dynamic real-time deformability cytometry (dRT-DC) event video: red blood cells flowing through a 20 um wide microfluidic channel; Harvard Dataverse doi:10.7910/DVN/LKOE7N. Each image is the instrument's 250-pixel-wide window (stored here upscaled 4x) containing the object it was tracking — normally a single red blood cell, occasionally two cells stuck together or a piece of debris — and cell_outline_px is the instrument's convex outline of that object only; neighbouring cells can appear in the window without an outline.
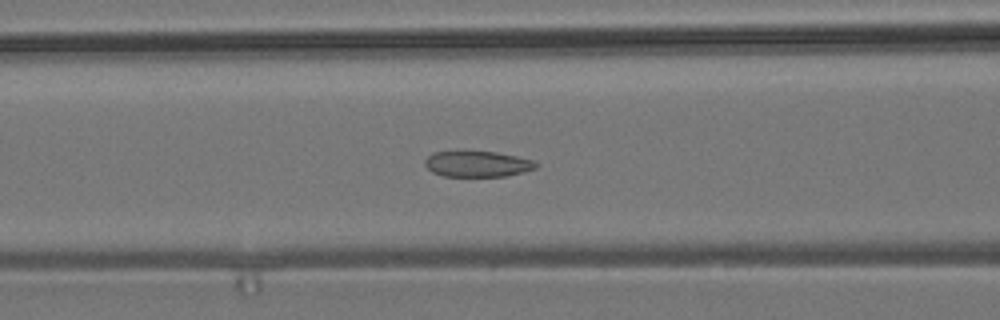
{"species": "common noctule bat (a hibernating species)", "species_latin": "Nyctalus noctula", "temperature_condition": "room temperature", "stored_images_in_passage": 45, "camera_frame_rate_fps": 3000, "um_per_image_px": 0.085, "animal": {"sex": "male", "body_mass_g": 19.2, "forearm_length_mm": 51.8}, "frame": {"image": 1, "passage_image": 13, "time_ms": 4.0, "image_size_px": [1000, 320], "cell_outline_px": [[540, 164], [536, 168], [524, 172], [508, 176], [444, 176], [432, 172], [424, 164], [424, 160], [432, 152], [496, 152], [536, 160]], "centroid_in_image_um": [40.63, 13.94], "position_along_channel_um": 126.0, "area_um2": 16.76}}
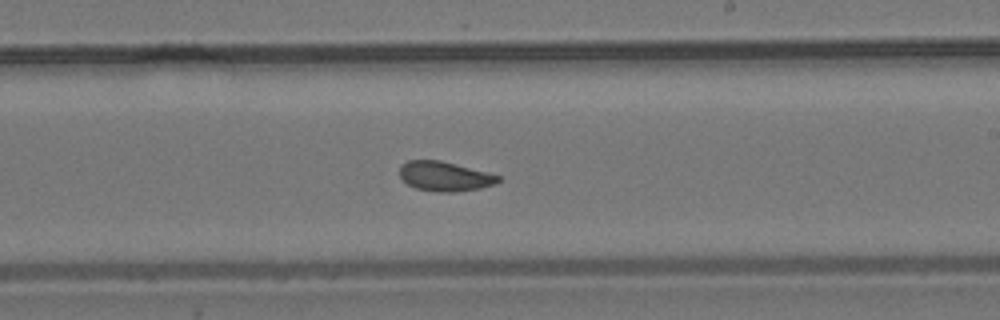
{"frame": {"image": 2, "passage_image": 23, "time_ms": 7.333, "image_size_px": [1000, 320], "cell_outline_px": [[500, 180], [496, 184], [480, 188], [452, 192], [440, 192], [416, 188], [408, 184], [400, 176], [400, 164], [408, 160], [440, 160], [456, 164], [500, 176]], "centroid_in_image_um": [37.78, 14.98], "position_along_channel_um": 251.2, "area_um2": 16.82}}
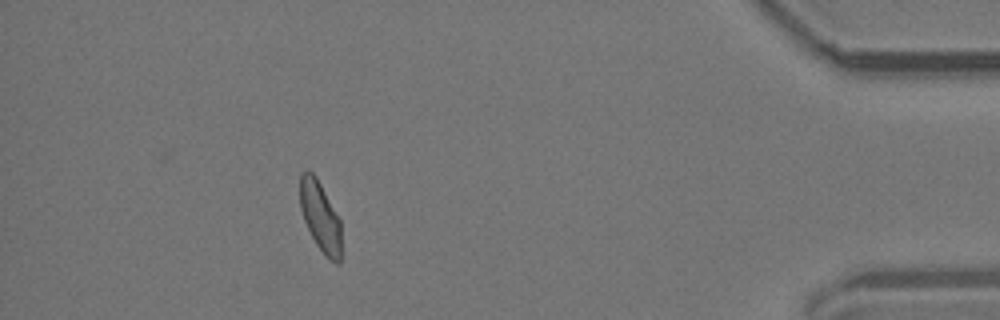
{"frame": {"image": 3, "passage_image": 40, "time_ms": 13.0, "image_size_px": [1000, 320], "cell_outline_px": [[340, 264], [336, 264], [316, 244], [304, 220], [300, 208], [300, 172], [308, 168], [316, 176], [340, 220]], "centroid_in_image_um": [27.19, 18.33], "position_along_channel_um": 408.0, "area_um2": 16.53}, "authors_computed_cell_mechanics": {"area_um2": 17.2822, "velocity_mm_per_s": 3.7647, "shape_relaxation_time_tau1_ms": null, "shape_relaxation_time_tau2_ms": 3.2651, "deformation_change_tau1": null, "deformation_change_tau2": 0.055}}